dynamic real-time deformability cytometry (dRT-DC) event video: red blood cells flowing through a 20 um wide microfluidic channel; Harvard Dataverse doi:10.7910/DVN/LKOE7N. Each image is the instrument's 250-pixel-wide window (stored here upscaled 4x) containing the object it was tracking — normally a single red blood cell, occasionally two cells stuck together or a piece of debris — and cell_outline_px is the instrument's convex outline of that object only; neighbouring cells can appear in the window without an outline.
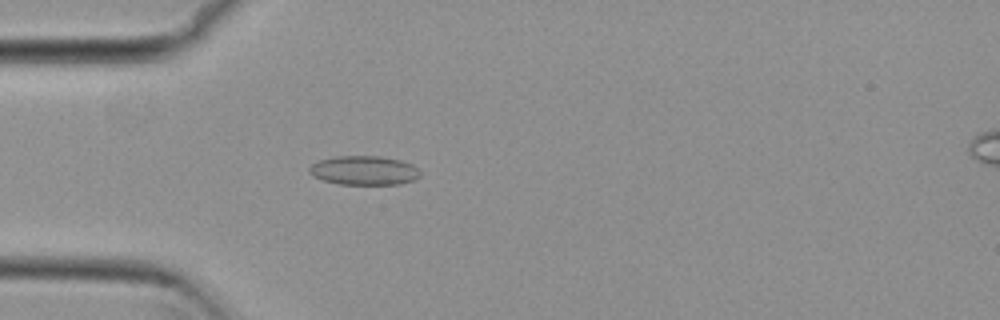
{"species": "common noctule bat (a hibernating species)", "species_latin": "Nyctalus noctula", "temperature_condition": "cold", "stored_images_in_passage": 44, "camera_frame_rate_fps": 3000, "um_per_image_px": 0.085, "animal": {"sex": "female", "body_mass_g": 29.2, "forearm_length_mm": 56.3}, "frame": {"image": 1, "passage_image": 6, "time_ms": 1.667, "image_size_px": [1000, 320], "cell_outline_px": [[420, 176], [416, 180], [400, 184], [340, 184], [324, 180], [312, 176], [308, 172], [308, 168], [312, 164], [320, 160], [336, 156], [380, 156], [400, 160], [412, 164], [420, 172]], "centroid_in_image_um": [30.95, 14.49], "position_along_channel_um": 54.1, "area_um2": 18.84}}
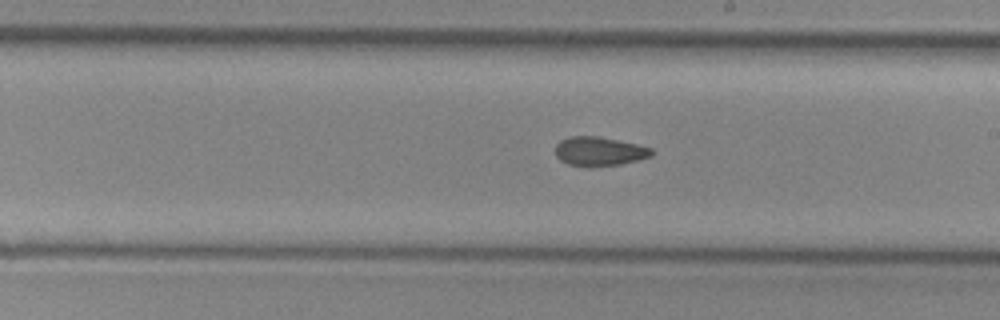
{"frame": {"image": 2, "passage_image": 21, "time_ms": 6.667, "image_size_px": [1000, 320], "cell_outline_px": [[656, 152], [652, 156], [620, 164], [588, 168], [568, 164], [560, 160], [556, 156], [556, 144], [560, 140], [572, 136], [596, 136], [636, 144], [652, 148]], "centroid_in_image_um": [50.93, 12.88], "position_along_channel_um": 238.1, "area_um2": 16.42}}
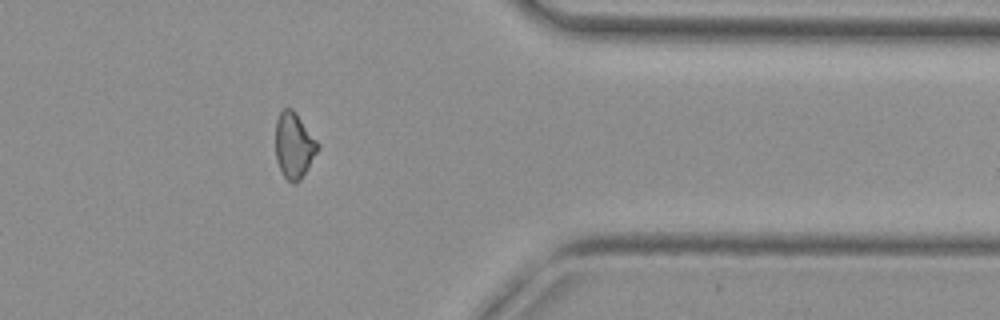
{"frame": {"image": 3, "passage_image": 34, "time_ms": 11.0, "image_size_px": [1000, 320], "cell_outline_px": [[320, 148], [300, 180], [296, 184], [292, 184], [284, 176], [276, 160], [276, 120], [280, 112], [284, 108], [292, 108], [296, 112], [320, 144]], "centroid_in_image_um": [25.0, 12.36], "position_along_channel_um": 386.4, "area_um2": 16.24}, "authors_computed_cell_mechanics": {"area_um2": 16.762, "velocity_mm_per_s": 3.8186, "shape_relaxation_time_tau1_ms": null, "shape_relaxation_time_tau2_ms": 3.8867, "deformation_change_tau1": null, "deformation_change_tau2": 0.0952}}